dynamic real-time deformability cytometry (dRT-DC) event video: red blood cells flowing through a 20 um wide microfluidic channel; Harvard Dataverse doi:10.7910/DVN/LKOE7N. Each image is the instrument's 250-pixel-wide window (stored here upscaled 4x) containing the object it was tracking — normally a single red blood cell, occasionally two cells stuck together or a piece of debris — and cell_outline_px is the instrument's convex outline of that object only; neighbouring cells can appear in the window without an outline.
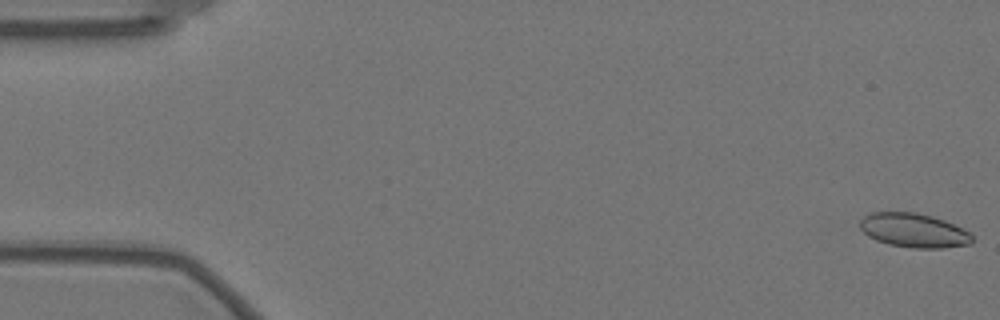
{"species": "Egyptian fruit bat (a non-hibernating species)", "species_latin": "Rousettus aegyptiacus", "temperature_condition": "warm", "stored_images_in_passage": 12, "camera_frame_rate_fps": 3000, "um_per_image_px": 0.085, "animal": {"sex": "female"}, "frame": {"image": 1, "passage_image": 1, "time_ms": 0.0, "image_size_px": [1000, 320], "cell_outline_px": [[972, 244], [944, 248], [912, 248], [888, 244], [876, 240], [868, 236], [860, 228], [860, 220], [864, 216], [872, 212], [916, 212], [932, 216], [944, 220], [972, 232]], "centroid_in_image_um": [77.69, 19.58], "position_along_channel_um": 7.3, "area_um2": 22.48}}